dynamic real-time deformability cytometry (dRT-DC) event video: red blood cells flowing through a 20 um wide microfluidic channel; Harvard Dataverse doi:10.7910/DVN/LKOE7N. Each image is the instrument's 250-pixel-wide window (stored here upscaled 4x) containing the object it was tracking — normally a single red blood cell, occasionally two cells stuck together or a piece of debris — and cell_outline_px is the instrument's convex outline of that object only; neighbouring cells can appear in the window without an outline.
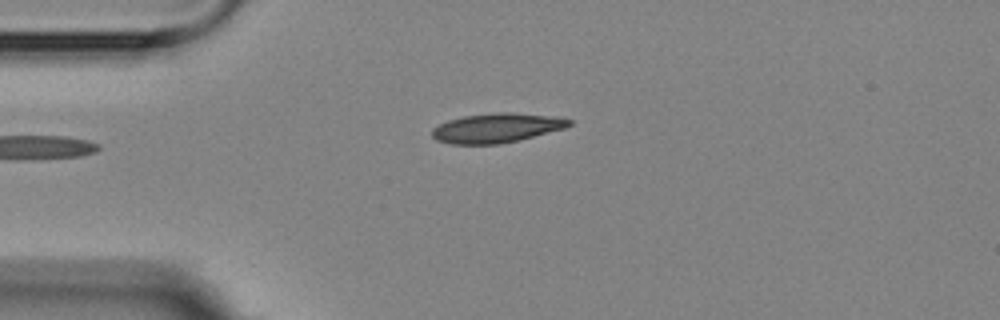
{"species": "Egyptian fruit bat (a non-hibernating species)", "species_latin": "Rousettus aegyptiacus", "temperature_condition": "room temperature", "stored_images_in_passage": 11, "camera_frame_rate_fps": 3000, "um_per_image_px": 0.085, "animal": {"sex": "female"}, "frame": {"image": 1, "passage_image": 1, "time_ms": 0.0, "image_size_px": [1000, 320], "cell_outline_px": [[572, 124], [564, 128], [520, 140], [500, 144], [452, 144], [436, 140], [432, 136], [432, 128], [448, 120], [464, 116], [500, 112], [512, 112], [560, 116], [572, 120]], "centroid_in_image_um": [42.25, 10.87], "position_along_channel_um": 42.8, "area_um2": 23.64}}
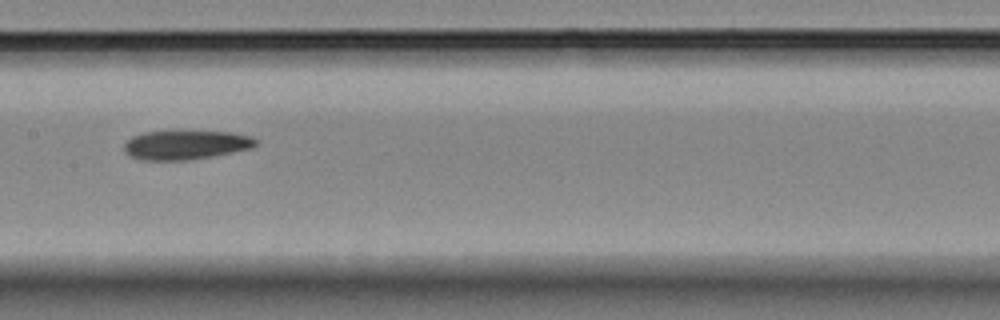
{"frame": {"image": 2, "passage_image": 5, "time_ms": 4.667, "image_size_px": [1000, 320], "cell_outline_px": [[260, 144], [252, 148], [212, 156], [188, 160], [140, 160], [128, 156], [124, 152], [124, 144], [132, 136], [144, 132], [232, 132], [252, 136]], "centroid_in_image_um": [15.79, 12.33], "position_along_channel_um": 191.6, "area_um2": 22.31}}
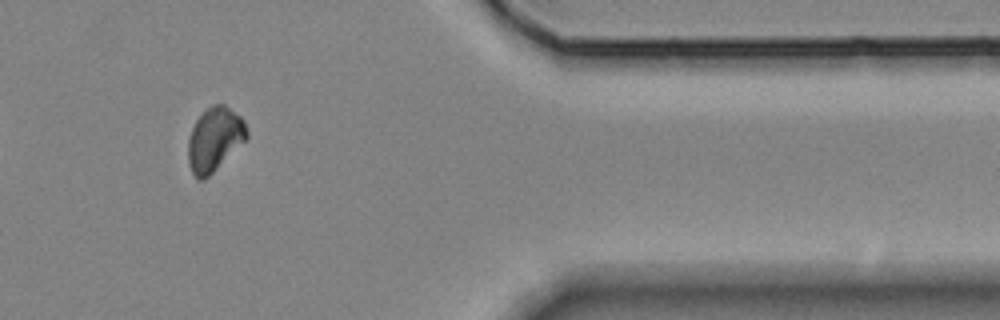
{"frame": {"image": 3, "passage_image": 10, "time_ms": 11.0, "image_size_px": [1000, 320], "cell_outline_px": [[248, 136], [204, 180], [196, 180], [188, 164], [188, 140], [192, 128], [196, 120], [212, 104], [224, 104], [240, 116], [244, 120], [248, 132]], "centroid_in_image_um": [18.21, 11.84], "position_along_channel_um": 393.2, "area_um2": 21.39}}